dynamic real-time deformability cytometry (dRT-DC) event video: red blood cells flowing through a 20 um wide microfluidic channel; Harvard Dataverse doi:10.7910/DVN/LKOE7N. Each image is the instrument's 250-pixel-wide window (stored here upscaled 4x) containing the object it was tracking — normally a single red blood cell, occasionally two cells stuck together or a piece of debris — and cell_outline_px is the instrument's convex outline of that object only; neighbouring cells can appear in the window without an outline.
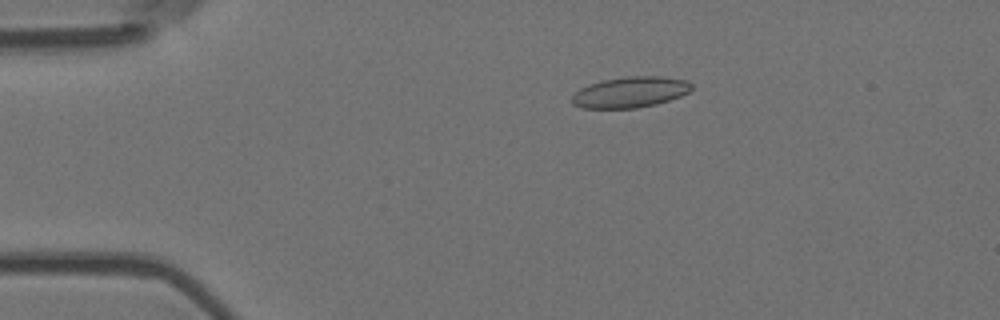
{"species": "Egyptian fruit bat (a non-hibernating species)", "species_latin": "Rousettus aegyptiacus", "temperature_condition": "room temperature", "stored_images_in_passage": 6, "camera_frame_rate_fps": 3000, "um_per_image_px": 0.085, "animal": {"sex": "female"}, "frame": {"image": 1, "passage_image": 4, "time_ms": 1.0, "image_size_px": [1000, 320], "cell_outline_px": [[692, 88], [688, 92], [680, 96], [656, 104], [636, 108], [580, 108], [572, 104], [572, 96], [580, 88], [588, 84], [604, 80], [628, 76], [660, 76], [684, 80], [692, 84]], "centroid_in_image_um": [53.54, 7.84], "position_along_channel_um": 31.5, "area_um2": 21.39}}
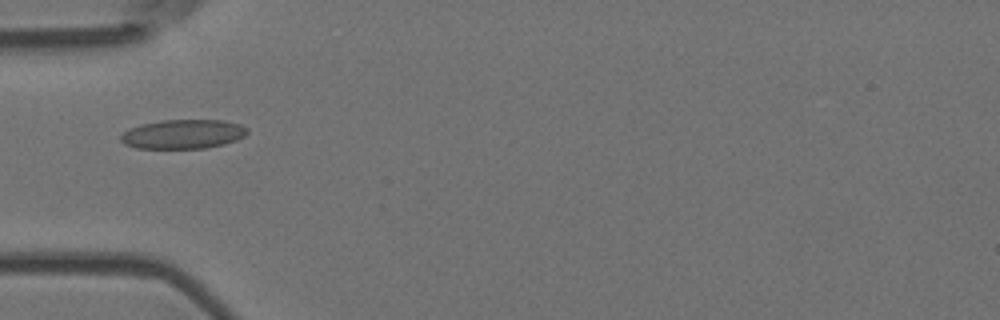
{"frame": {"image": 2, "passage_image": 6, "time_ms": 1.667, "image_size_px": [1000, 320], "cell_outline_px": [[248, 132], [244, 136], [236, 140], [224, 144], [204, 148], [136, 148], [124, 144], [120, 140], [120, 136], [124, 132], [140, 124], [160, 120], [224, 120], [240, 124], [248, 128]], "centroid_in_image_um": [15.57, 11.39], "position_along_channel_um": 69.4, "area_um2": 21.56}}